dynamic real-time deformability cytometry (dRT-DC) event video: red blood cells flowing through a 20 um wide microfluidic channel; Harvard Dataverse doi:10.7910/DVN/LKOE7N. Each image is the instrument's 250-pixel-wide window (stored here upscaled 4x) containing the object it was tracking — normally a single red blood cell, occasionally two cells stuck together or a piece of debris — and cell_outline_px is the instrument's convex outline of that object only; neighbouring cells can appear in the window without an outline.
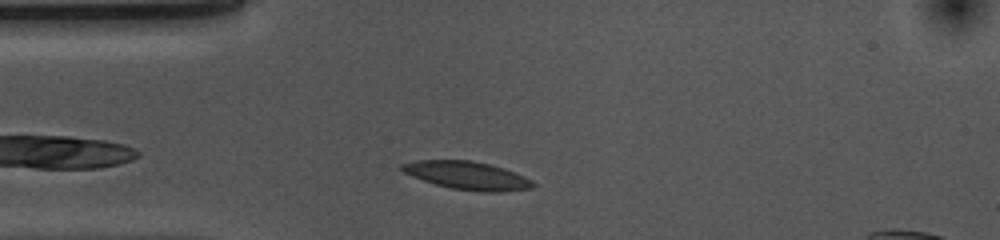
{"species": "common noctule bat (a hibernating species)", "species_latin": "Nyctalus noctula", "temperature_condition": "cold", "stored_images_in_passage": 33, "camera_frame_rate_fps": 3000, "um_per_image_px": 0.085, "animal": {"sex": "female", "body_mass_g": 10.0, "forearm_length_mm": 53.1}, "frame": {"image": 1, "passage_image": 4, "time_ms": 1.0, "image_size_px": [1000, 240], "cell_outline_px": [[536, 184], [532, 188], [500, 192], [484, 192], [452, 188], [436, 184], [412, 176], [396, 168], [400, 164], [416, 160], [472, 160], [504, 168], [524, 176], [532, 180]], "centroid_in_image_um": [39.7, 14.91], "position_along_channel_um": 45.3, "area_um2": 21.44}}
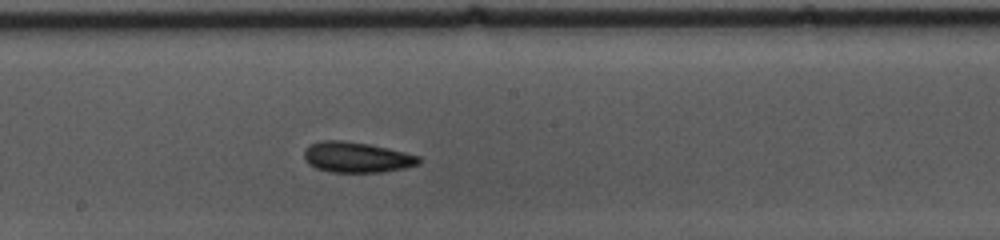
{"frame": {"image": 2, "passage_image": 19, "time_ms": 6.0, "image_size_px": [1000, 240], "cell_outline_px": [[420, 164], [404, 168], [380, 172], [328, 172], [316, 168], [308, 164], [304, 156], [304, 152], [308, 144], [320, 140], [344, 140], [368, 144], [388, 148], [420, 156]], "centroid_in_image_um": [30.29, 13.36], "position_along_channel_um": 217.9, "area_um2": 20.52}}
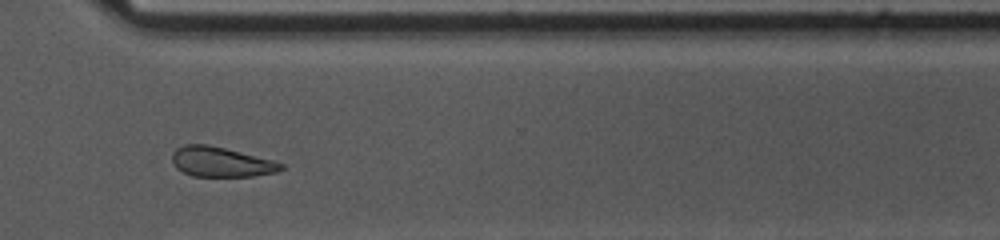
{"frame": {"image": 3, "passage_image": 30, "time_ms": 9.667, "image_size_px": [1000, 240], "cell_outline_px": [[284, 168], [276, 172], [252, 176], [192, 176], [176, 168], [172, 164], [172, 152], [176, 148], [184, 144], [208, 144], [272, 160], [284, 164]], "centroid_in_image_um": [18.74, 13.76], "position_along_channel_um": 351.9, "area_um2": 18.9}, "authors_computed_cell_mechanics": {"area_um2": 20.23, "velocity_mm_per_s": 3.6483, "shape_relaxation_time_tau1_ms": 2.8059, "shape_relaxation_time_tau2_ms": 1.9036, "deformation_change_tau1": 0.0933, "deformation_change_tau2": 0.0813}}